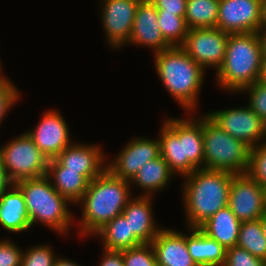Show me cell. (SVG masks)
Listing matches in <instances>:
<instances>
[{
  "instance_id": "obj_37",
  "label": "cell",
  "mask_w": 266,
  "mask_h": 266,
  "mask_svg": "<svg viewBox=\"0 0 266 266\" xmlns=\"http://www.w3.org/2000/svg\"><path fill=\"white\" fill-rule=\"evenodd\" d=\"M103 255L99 266H124L122 251L107 250L103 248Z\"/></svg>"
},
{
  "instance_id": "obj_23",
  "label": "cell",
  "mask_w": 266,
  "mask_h": 266,
  "mask_svg": "<svg viewBox=\"0 0 266 266\" xmlns=\"http://www.w3.org/2000/svg\"><path fill=\"white\" fill-rule=\"evenodd\" d=\"M240 225L241 221L226 206L219 209L198 228L204 234L215 239L220 245L228 249L237 245Z\"/></svg>"
},
{
  "instance_id": "obj_15",
  "label": "cell",
  "mask_w": 266,
  "mask_h": 266,
  "mask_svg": "<svg viewBox=\"0 0 266 266\" xmlns=\"http://www.w3.org/2000/svg\"><path fill=\"white\" fill-rule=\"evenodd\" d=\"M26 133L49 160L56 158L73 143L70 141L69 126L58 110H47L36 128Z\"/></svg>"
},
{
  "instance_id": "obj_27",
  "label": "cell",
  "mask_w": 266,
  "mask_h": 266,
  "mask_svg": "<svg viewBox=\"0 0 266 266\" xmlns=\"http://www.w3.org/2000/svg\"><path fill=\"white\" fill-rule=\"evenodd\" d=\"M237 246L244 248L253 256L266 260V239L260 219L241 222Z\"/></svg>"
},
{
  "instance_id": "obj_2",
  "label": "cell",
  "mask_w": 266,
  "mask_h": 266,
  "mask_svg": "<svg viewBox=\"0 0 266 266\" xmlns=\"http://www.w3.org/2000/svg\"><path fill=\"white\" fill-rule=\"evenodd\" d=\"M189 115L190 118L185 119H165L158 135L160 155L170 171L182 177L203 168L202 115L196 118Z\"/></svg>"
},
{
  "instance_id": "obj_40",
  "label": "cell",
  "mask_w": 266,
  "mask_h": 266,
  "mask_svg": "<svg viewBox=\"0 0 266 266\" xmlns=\"http://www.w3.org/2000/svg\"><path fill=\"white\" fill-rule=\"evenodd\" d=\"M53 266H81L76 261L70 260L65 257L57 256L56 260L54 261Z\"/></svg>"
},
{
  "instance_id": "obj_33",
  "label": "cell",
  "mask_w": 266,
  "mask_h": 266,
  "mask_svg": "<svg viewBox=\"0 0 266 266\" xmlns=\"http://www.w3.org/2000/svg\"><path fill=\"white\" fill-rule=\"evenodd\" d=\"M20 96L15 84L3 74V71H0V124L9 110L19 101L18 99H21Z\"/></svg>"
},
{
  "instance_id": "obj_7",
  "label": "cell",
  "mask_w": 266,
  "mask_h": 266,
  "mask_svg": "<svg viewBox=\"0 0 266 266\" xmlns=\"http://www.w3.org/2000/svg\"><path fill=\"white\" fill-rule=\"evenodd\" d=\"M204 141L203 168L228 171L233 174L247 173L250 147L235 139L202 114Z\"/></svg>"
},
{
  "instance_id": "obj_8",
  "label": "cell",
  "mask_w": 266,
  "mask_h": 266,
  "mask_svg": "<svg viewBox=\"0 0 266 266\" xmlns=\"http://www.w3.org/2000/svg\"><path fill=\"white\" fill-rule=\"evenodd\" d=\"M2 164L13 183L47 174L49 159L26 133L0 147Z\"/></svg>"
},
{
  "instance_id": "obj_42",
  "label": "cell",
  "mask_w": 266,
  "mask_h": 266,
  "mask_svg": "<svg viewBox=\"0 0 266 266\" xmlns=\"http://www.w3.org/2000/svg\"><path fill=\"white\" fill-rule=\"evenodd\" d=\"M260 220H261L262 232H263L264 237H265V239H266V214L263 215V216L260 218Z\"/></svg>"
},
{
  "instance_id": "obj_3",
  "label": "cell",
  "mask_w": 266,
  "mask_h": 266,
  "mask_svg": "<svg viewBox=\"0 0 266 266\" xmlns=\"http://www.w3.org/2000/svg\"><path fill=\"white\" fill-rule=\"evenodd\" d=\"M234 174L222 170L196 169L183 177V204L187 228H198L219 209L228 206Z\"/></svg>"
},
{
  "instance_id": "obj_26",
  "label": "cell",
  "mask_w": 266,
  "mask_h": 266,
  "mask_svg": "<svg viewBox=\"0 0 266 266\" xmlns=\"http://www.w3.org/2000/svg\"><path fill=\"white\" fill-rule=\"evenodd\" d=\"M219 0H187L185 21L189 29L216 27Z\"/></svg>"
},
{
  "instance_id": "obj_4",
  "label": "cell",
  "mask_w": 266,
  "mask_h": 266,
  "mask_svg": "<svg viewBox=\"0 0 266 266\" xmlns=\"http://www.w3.org/2000/svg\"><path fill=\"white\" fill-rule=\"evenodd\" d=\"M156 73L164 88L188 114L197 107L205 70L181 46L154 53Z\"/></svg>"
},
{
  "instance_id": "obj_6",
  "label": "cell",
  "mask_w": 266,
  "mask_h": 266,
  "mask_svg": "<svg viewBox=\"0 0 266 266\" xmlns=\"http://www.w3.org/2000/svg\"><path fill=\"white\" fill-rule=\"evenodd\" d=\"M14 184L24 196L31 228L39 223L60 235L70 233L74 216L68 206L72 203L54 189L46 175L23 179Z\"/></svg>"
},
{
  "instance_id": "obj_36",
  "label": "cell",
  "mask_w": 266,
  "mask_h": 266,
  "mask_svg": "<svg viewBox=\"0 0 266 266\" xmlns=\"http://www.w3.org/2000/svg\"><path fill=\"white\" fill-rule=\"evenodd\" d=\"M157 9V13H170L185 16L187 0H149Z\"/></svg>"
},
{
  "instance_id": "obj_17",
  "label": "cell",
  "mask_w": 266,
  "mask_h": 266,
  "mask_svg": "<svg viewBox=\"0 0 266 266\" xmlns=\"http://www.w3.org/2000/svg\"><path fill=\"white\" fill-rule=\"evenodd\" d=\"M156 7L149 0H141L135 14L132 32L127 44L141 45L161 52L171 46L161 34Z\"/></svg>"
},
{
  "instance_id": "obj_43",
  "label": "cell",
  "mask_w": 266,
  "mask_h": 266,
  "mask_svg": "<svg viewBox=\"0 0 266 266\" xmlns=\"http://www.w3.org/2000/svg\"><path fill=\"white\" fill-rule=\"evenodd\" d=\"M264 210L266 214V186L263 187Z\"/></svg>"
},
{
  "instance_id": "obj_25",
  "label": "cell",
  "mask_w": 266,
  "mask_h": 266,
  "mask_svg": "<svg viewBox=\"0 0 266 266\" xmlns=\"http://www.w3.org/2000/svg\"><path fill=\"white\" fill-rule=\"evenodd\" d=\"M96 236L101 239L103 248L107 250L121 251L143 244L133 233H130L129 222L123 214L114 217L99 229L94 234V237Z\"/></svg>"
},
{
  "instance_id": "obj_24",
  "label": "cell",
  "mask_w": 266,
  "mask_h": 266,
  "mask_svg": "<svg viewBox=\"0 0 266 266\" xmlns=\"http://www.w3.org/2000/svg\"><path fill=\"white\" fill-rule=\"evenodd\" d=\"M172 177L175 175L160 155L156 159L146 162L129 182L131 187L137 186L142 189L141 196L152 197L155 192L164 190Z\"/></svg>"
},
{
  "instance_id": "obj_38",
  "label": "cell",
  "mask_w": 266,
  "mask_h": 266,
  "mask_svg": "<svg viewBox=\"0 0 266 266\" xmlns=\"http://www.w3.org/2000/svg\"><path fill=\"white\" fill-rule=\"evenodd\" d=\"M13 182L10 180V178L7 175V172L2 164V159L0 155V194L5 191L7 188H9Z\"/></svg>"
},
{
  "instance_id": "obj_18",
  "label": "cell",
  "mask_w": 266,
  "mask_h": 266,
  "mask_svg": "<svg viewBox=\"0 0 266 266\" xmlns=\"http://www.w3.org/2000/svg\"><path fill=\"white\" fill-rule=\"evenodd\" d=\"M151 245L158 266H198L189 254L187 233L162 228Z\"/></svg>"
},
{
  "instance_id": "obj_31",
  "label": "cell",
  "mask_w": 266,
  "mask_h": 266,
  "mask_svg": "<svg viewBox=\"0 0 266 266\" xmlns=\"http://www.w3.org/2000/svg\"><path fill=\"white\" fill-rule=\"evenodd\" d=\"M247 173L262 187L266 186V142L250 148Z\"/></svg>"
},
{
  "instance_id": "obj_20",
  "label": "cell",
  "mask_w": 266,
  "mask_h": 266,
  "mask_svg": "<svg viewBox=\"0 0 266 266\" xmlns=\"http://www.w3.org/2000/svg\"><path fill=\"white\" fill-rule=\"evenodd\" d=\"M0 225L10 233L31 228L24 196L14 183L0 194Z\"/></svg>"
},
{
  "instance_id": "obj_44",
  "label": "cell",
  "mask_w": 266,
  "mask_h": 266,
  "mask_svg": "<svg viewBox=\"0 0 266 266\" xmlns=\"http://www.w3.org/2000/svg\"><path fill=\"white\" fill-rule=\"evenodd\" d=\"M264 24H266V0H264Z\"/></svg>"
},
{
  "instance_id": "obj_29",
  "label": "cell",
  "mask_w": 266,
  "mask_h": 266,
  "mask_svg": "<svg viewBox=\"0 0 266 266\" xmlns=\"http://www.w3.org/2000/svg\"><path fill=\"white\" fill-rule=\"evenodd\" d=\"M52 248L48 244L27 248L23 251L21 266H53L57 256Z\"/></svg>"
},
{
  "instance_id": "obj_22",
  "label": "cell",
  "mask_w": 266,
  "mask_h": 266,
  "mask_svg": "<svg viewBox=\"0 0 266 266\" xmlns=\"http://www.w3.org/2000/svg\"><path fill=\"white\" fill-rule=\"evenodd\" d=\"M189 254L198 266H224L226 248L199 228H186Z\"/></svg>"
},
{
  "instance_id": "obj_41",
  "label": "cell",
  "mask_w": 266,
  "mask_h": 266,
  "mask_svg": "<svg viewBox=\"0 0 266 266\" xmlns=\"http://www.w3.org/2000/svg\"><path fill=\"white\" fill-rule=\"evenodd\" d=\"M260 81L266 84V59L263 60Z\"/></svg>"
},
{
  "instance_id": "obj_30",
  "label": "cell",
  "mask_w": 266,
  "mask_h": 266,
  "mask_svg": "<svg viewBox=\"0 0 266 266\" xmlns=\"http://www.w3.org/2000/svg\"><path fill=\"white\" fill-rule=\"evenodd\" d=\"M121 251L124 266H158L151 243Z\"/></svg>"
},
{
  "instance_id": "obj_19",
  "label": "cell",
  "mask_w": 266,
  "mask_h": 266,
  "mask_svg": "<svg viewBox=\"0 0 266 266\" xmlns=\"http://www.w3.org/2000/svg\"><path fill=\"white\" fill-rule=\"evenodd\" d=\"M152 198L141 195L132 197L122 212L129 222L130 233L143 244L151 243L162 229L153 217Z\"/></svg>"
},
{
  "instance_id": "obj_13",
  "label": "cell",
  "mask_w": 266,
  "mask_h": 266,
  "mask_svg": "<svg viewBox=\"0 0 266 266\" xmlns=\"http://www.w3.org/2000/svg\"><path fill=\"white\" fill-rule=\"evenodd\" d=\"M228 207L241 222L255 221L265 215L263 187L248 173L231 179Z\"/></svg>"
},
{
  "instance_id": "obj_1",
  "label": "cell",
  "mask_w": 266,
  "mask_h": 266,
  "mask_svg": "<svg viewBox=\"0 0 266 266\" xmlns=\"http://www.w3.org/2000/svg\"><path fill=\"white\" fill-rule=\"evenodd\" d=\"M132 194L130 182L114 176L107 168L91 180L78 202L82 208L78 222L80 236L94 235L114 217L122 214Z\"/></svg>"
},
{
  "instance_id": "obj_12",
  "label": "cell",
  "mask_w": 266,
  "mask_h": 266,
  "mask_svg": "<svg viewBox=\"0 0 266 266\" xmlns=\"http://www.w3.org/2000/svg\"><path fill=\"white\" fill-rule=\"evenodd\" d=\"M140 1L101 0L99 3L103 31L112 49H120L128 42Z\"/></svg>"
},
{
  "instance_id": "obj_9",
  "label": "cell",
  "mask_w": 266,
  "mask_h": 266,
  "mask_svg": "<svg viewBox=\"0 0 266 266\" xmlns=\"http://www.w3.org/2000/svg\"><path fill=\"white\" fill-rule=\"evenodd\" d=\"M206 115L221 129L250 148L266 142V123L246 107L216 110Z\"/></svg>"
},
{
  "instance_id": "obj_28",
  "label": "cell",
  "mask_w": 266,
  "mask_h": 266,
  "mask_svg": "<svg viewBox=\"0 0 266 266\" xmlns=\"http://www.w3.org/2000/svg\"><path fill=\"white\" fill-rule=\"evenodd\" d=\"M159 28L165 41L172 46H182L189 28L185 16L170 13H157Z\"/></svg>"
},
{
  "instance_id": "obj_16",
  "label": "cell",
  "mask_w": 266,
  "mask_h": 266,
  "mask_svg": "<svg viewBox=\"0 0 266 266\" xmlns=\"http://www.w3.org/2000/svg\"><path fill=\"white\" fill-rule=\"evenodd\" d=\"M101 145L74 142L55 158L67 170L80 171L89 182L106 169V154Z\"/></svg>"
},
{
  "instance_id": "obj_14",
  "label": "cell",
  "mask_w": 266,
  "mask_h": 266,
  "mask_svg": "<svg viewBox=\"0 0 266 266\" xmlns=\"http://www.w3.org/2000/svg\"><path fill=\"white\" fill-rule=\"evenodd\" d=\"M115 158L106 163V168L116 177L130 181L148 161L160 156L158 138H131Z\"/></svg>"
},
{
  "instance_id": "obj_10",
  "label": "cell",
  "mask_w": 266,
  "mask_h": 266,
  "mask_svg": "<svg viewBox=\"0 0 266 266\" xmlns=\"http://www.w3.org/2000/svg\"><path fill=\"white\" fill-rule=\"evenodd\" d=\"M229 34L217 27L191 28L181 46L205 71L216 72L224 61Z\"/></svg>"
},
{
  "instance_id": "obj_5",
  "label": "cell",
  "mask_w": 266,
  "mask_h": 266,
  "mask_svg": "<svg viewBox=\"0 0 266 266\" xmlns=\"http://www.w3.org/2000/svg\"><path fill=\"white\" fill-rule=\"evenodd\" d=\"M263 55L257 32L229 34L223 64L216 83L228 92L240 93L260 80Z\"/></svg>"
},
{
  "instance_id": "obj_35",
  "label": "cell",
  "mask_w": 266,
  "mask_h": 266,
  "mask_svg": "<svg viewBox=\"0 0 266 266\" xmlns=\"http://www.w3.org/2000/svg\"><path fill=\"white\" fill-rule=\"evenodd\" d=\"M23 251L8 239L0 240V266H21Z\"/></svg>"
},
{
  "instance_id": "obj_11",
  "label": "cell",
  "mask_w": 266,
  "mask_h": 266,
  "mask_svg": "<svg viewBox=\"0 0 266 266\" xmlns=\"http://www.w3.org/2000/svg\"><path fill=\"white\" fill-rule=\"evenodd\" d=\"M264 24V0H219L216 27L228 34L257 32Z\"/></svg>"
},
{
  "instance_id": "obj_32",
  "label": "cell",
  "mask_w": 266,
  "mask_h": 266,
  "mask_svg": "<svg viewBox=\"0 0 266 266\" xmlns=\"http://www.w3.org/2000/svg\"><path fill=\"white\" fill-rule=\"evenodd\" d=\"M242 92L249 94L247 104L266 123V84L258 80L245 87L240 93Z\"/></svg>"
},
{
  "instance_id": "obj_21",
  "label": "cell",
  "mask_w": 266,
  "mask_h": 266,
  "mask_svg": "<svg viewBox=\"0 0 266 266\" xmlns=\"http://www.w3.org/2000/svg\"><path fill=\"white\" fill-rule=\"evenodd\" d=\"M46 176L54 189L67 198L72 205L78 204L89 184L80 171L67 170L55 158L48 161Z\"/></svg>"
},
{
  "instance_id": "obj_34",
  "label": "cell",
  "mask_w": 266,
  "mask_h": 266,
  "mask_svg": "<svg viewBox=\"0 0 266 266\" xmlns=\"http://www.w3.org/2000/svg\"><path fill=\"white\" fill-rule=\"evenodd\" d=\"M264 260L253 256L244 248L233 246L226 249L224 266H263Z\"/></svg>"
},
{
  "instance_id": "obj_39",
  "label": "cell",
  "mask_w": 266,
  "mask_h": 266,
  "mask_svg": "<svg viewBox=\"0 0 266 266\" xmlns=\"http://www.w3.org/2000/svg\"><path fill=\"white\" fill-rule=\"evenodd\" d=\"M257 34L261 43L263 59H266V24H263V26L257 31Z\"/></svg>"
}]
</instances>
